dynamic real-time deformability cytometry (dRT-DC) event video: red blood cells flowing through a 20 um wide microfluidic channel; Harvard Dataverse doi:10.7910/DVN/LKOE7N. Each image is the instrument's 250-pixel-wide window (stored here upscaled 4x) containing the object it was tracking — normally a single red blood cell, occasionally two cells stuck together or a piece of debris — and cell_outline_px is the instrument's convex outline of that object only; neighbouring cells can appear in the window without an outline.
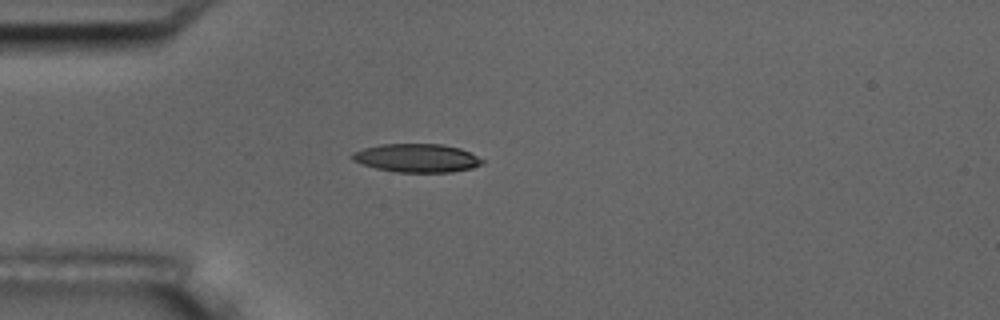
{"species": "common noctule bat (a hibernating species)", "species_latin": "Nyctalus noctula", "temperature_condition": "room temperature", "stored_images_in_passage": 52, "camera_frame_rate_fps": 3000, "um_per_image_px": 0.085, "animal": {"sex": "male", "body_mass_g": 17.5, "forearm_length_mm": 52.3}, "frame": {"image": 1, "passage_image": 12, "time_ms": 3.667, "image_size_px": [1000, 320], "cell_outline_px": [[484, 164], [472, 168], [452, 172], [396, 172], [376, 168], [352, 160], [348, 156], [352, 152], [364, 148], [380, 144], [444, 144], [460, 148], [484, 160]], "centroid_in_image_um": [35.42, 13.43], "position_along_channel_um": 49.6, "area_um2": 21.62}}
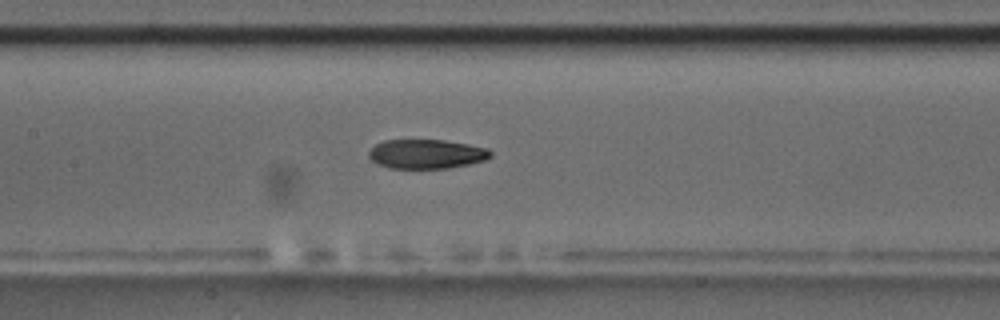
{"frame": {"image": 2, "passage_image": 23, "time_ms": 7.333, "image_size_px": [1000, 320], "cell_outline_px": [[492, 156], [484, 160], [468, 164], [448, 168], [388, 168], [376, 164], [368, 156], [368, 152], [376, 144], [384, 140], [444, 140], [468, 144], [488, 148], [492, 152]], "centroid_in_image_um": [36.24, 13.09], "position_along_channel_um": 171.2, "area_um2": 20.81}}
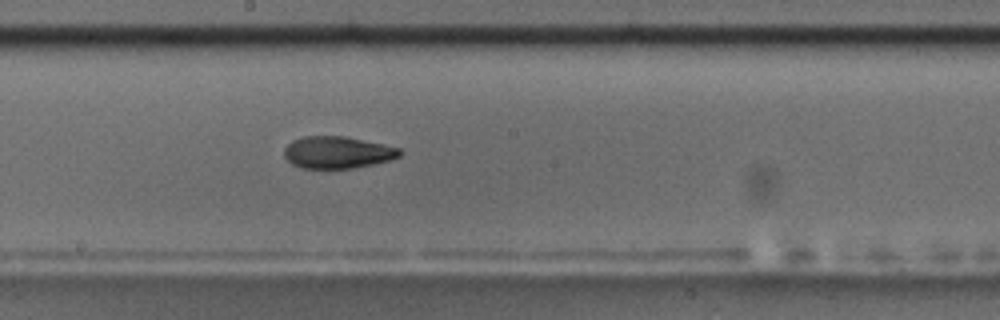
{"frame": {"image": 3, "passage_image": 27, "time_ms": 8.667, "image_size_px": [1000, 320], "cell_outline_px": [[400, 156], [392, 160], [352, 168], [300, 168], [292, 164], [284, 156], [284, 148], [292, 140], [304, 136], [348, 136], [384, 144], [400, 148]], "centroid_in_image_um": [28.68, 12.94], "position_along_channel_um": 219.5, "area_um2": 21.68}, "authors_computed_cell_mechanics": {"area_um2": 21.6461, "velocity_mm_per_s": 3.6475, "shape_relaxation_time_tau1_ms": 10.5301, "shape_relaxation_time_tau2_ms": 4.9033, "deformation_change_tau1": 0.2622, "deformation_change_tau2": 0.1254}}